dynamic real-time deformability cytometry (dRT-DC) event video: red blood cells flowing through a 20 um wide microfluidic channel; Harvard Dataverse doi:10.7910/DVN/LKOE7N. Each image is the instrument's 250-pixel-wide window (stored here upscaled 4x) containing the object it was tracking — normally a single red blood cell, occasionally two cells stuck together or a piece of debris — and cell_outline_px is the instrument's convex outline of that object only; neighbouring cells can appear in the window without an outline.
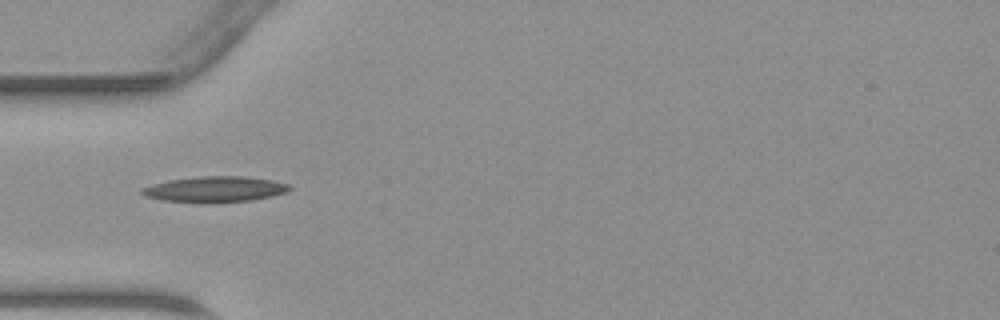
{"species": "common noctule bat (a hibernating species)", "species_latin": "Nyctalus noctula", "temperature_condition": "warm", "stored_images_in_passage": 29, "camera_frame_rate_fps": 3000, "um_per_image_px": 0.085, "animal": {"sex": "male", "body_mass_g": 23.1, "forearm_length_mm": 52.7}, "frame": {"image": 1, "passage_image": 1, "time_ms": 0.0, "image_size_px": [1000, 320], "cell_outline_px": [[292, 188], [288, 192], [272, 196], [252, 200], [212, 204], [208, 204], [164, 200], [148, 196], [140, 192], [140, 188], [152, 184], [168, 180], [200, 176], [244, 176], [272, 180], [292, 184]], "centroid_in_image_um": [18.32, 16.09], "position_along_channel_um": 66.7, "area_um2": 22.54}}
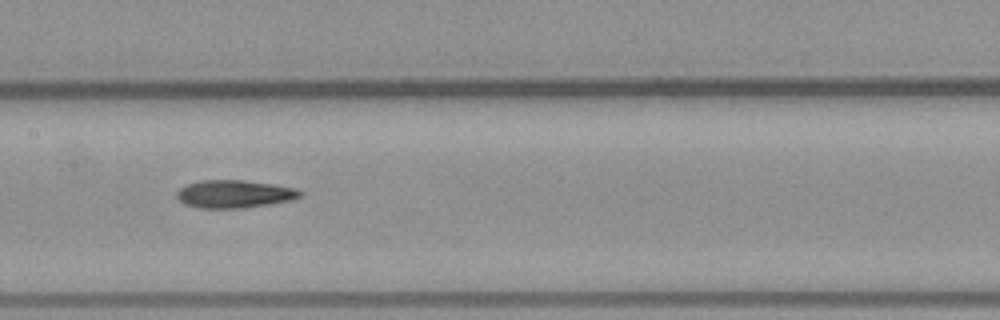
{"frame": {"image": 2, "passage_image": 9, "time_ms": 2.667, "image_size_px": [1000, 320], "cell_outline_px": [[304, 196], [292, 200], [244, 208], [200, 208], [184, 204], [176, 196], [176, 192], [180, 188], [188, 184], [200, 180], [244, 180], [272, 184], [296, 188], [304, 192]], "centroid_in_image_um": [19.95, 16.49], "position_along_channel_um": 187.4, "area_um2": 20.11}}
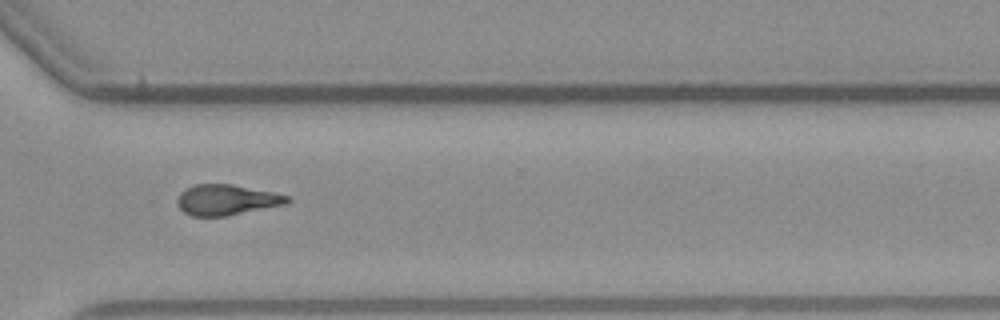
{"frame": {"image": 3, "passage_image": 20, "time_ms": 6.333, "image_size_px": [1000, 320], "cell_outline_px": [[292, 200], [288, 204], [228, 216], [192, 216], [184, 212], [176, 204], [176, 200], [180, 192], [196, 184], [232, 184], [272, 192], [288, 196]], "centroid_in_image_um": [19.27, 17.0], "position_along_channel_um": 351.3, "area_um2": 19.71}}